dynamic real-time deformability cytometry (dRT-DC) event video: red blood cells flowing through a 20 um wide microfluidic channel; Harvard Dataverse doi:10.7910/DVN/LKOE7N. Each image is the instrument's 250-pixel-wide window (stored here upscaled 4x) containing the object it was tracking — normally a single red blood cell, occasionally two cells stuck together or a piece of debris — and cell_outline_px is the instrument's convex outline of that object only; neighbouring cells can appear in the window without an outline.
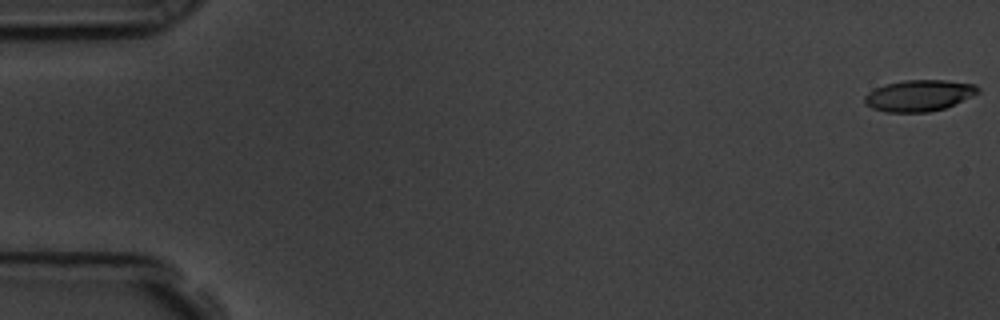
{"species": "common noctule bat (a hibernating species)", "species_latin": "Nyctalus noctula", "temperature_condition": "room temperature", "stored_images_in_passage": 58, "camera_frame_rate_fps": 3000, "um_per_image_px": 0.085, "animal": {"sex": "male", "body_mass_g": 19.5, "forearm_length_mm": 54.6}, "frame": {"image": 1, "passage_image": 1, "time_ms": 0.0, "image_size_px": [1000, 320], "cell_outline_px": [[980, 92], [944, 108], [928, 112], [884, 112], [872, 108], [864, 100], [864, 96], [868, 92], [884, 84], [904, 80], [944, 80], [976, 84], [980, 88]], "centroid_in_image_um": [78.11, 8.11], "position_along_channel_um": 6.9, "area_um2": 20.58}}
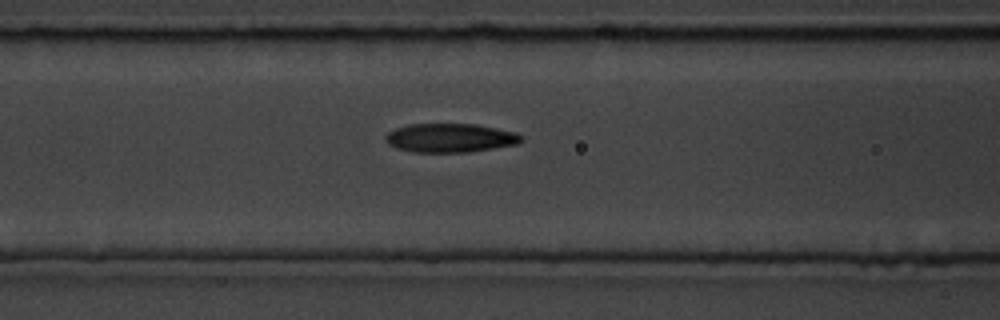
{"frame": {"image": 2, "passage_image": 24, "time_ms": 7.667, "image_size_px": [1000, 320], "cell_outline_px": [[524, 140], [516, 144], [468, 152], [412, 152], [396, 148], [388, 144], [384, 140], [384, 136], [388, 132], [396, 128], [408, 124], [476, 124], [516, 132]], "centroid_in_image_um": [38.22, 11.72], "position_along_channel_um": 128.4, "area_um2": 22.83}}
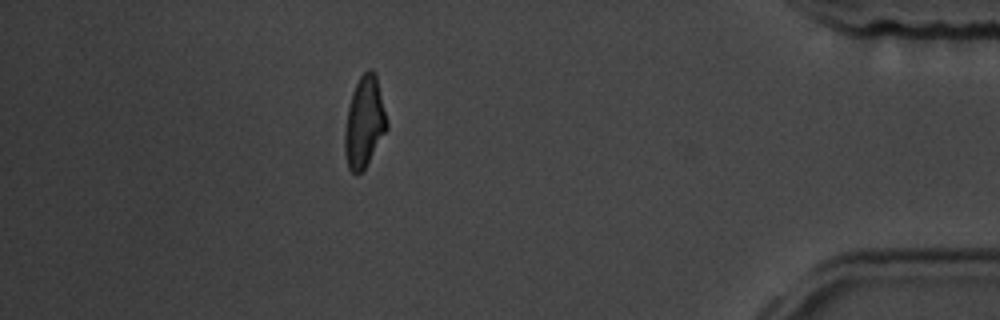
{"frame": {"image": 3, "passage_image": 51, "time_ms": 16.667, "image_size_px": [1000, 320], "cell_outline_px": [[388, 128], [364, 168], [356, 176], [348, 168], [344, 152], [344, 132], [348, 108], [352, 92], [360, 76], [368, 68], [372, 68], [376, 72], [388, 120]], "centroid_in_image_um": [30.97, 10.35], "position_along_channel_um": 404.2, "area_um2": 22.48}, "authors_computed_cell_mechanics": {"area_um2": 22.1085, "velocity_mm_per_s": 3.5805, "shape_relaxation_time_tau1_ms": 5.4899, "shape_relaxation_time_tau2_ms": 3.1986, "deformation_change_tau1": 0.1733, "deformation_change_tau2": 0.1118}}